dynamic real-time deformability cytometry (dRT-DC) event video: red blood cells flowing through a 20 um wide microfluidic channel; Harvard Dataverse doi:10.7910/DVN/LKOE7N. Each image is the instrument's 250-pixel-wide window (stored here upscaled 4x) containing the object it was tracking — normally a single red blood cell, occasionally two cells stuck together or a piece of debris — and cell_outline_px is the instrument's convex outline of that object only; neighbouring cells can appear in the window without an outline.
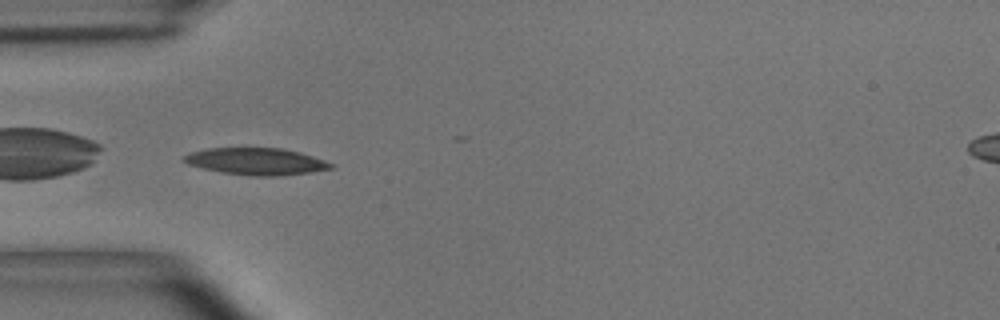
{"species": "common noctule bat (a hibernating species)", "species_latin": "Nyctalus noctula", "temperature_condition": "room temperature", "stored_images_in_passage": 7, "camera_frame_rate_fps": 3000, "um_per_image_px": 0.085, "animal": {"sex": "male", "body_mass_g": 15.6}, "frame": {"image": 1, "passage_image": 1, "time_ms": 0.0, "image_size_px": [1000, 320], "cell_outline_px": [[336, 168], [312, 172], [276, 176], [256, 176], [224, 172], [204, 168], [188, 164], [180, 160], [184, 156], [192, 152], [208, 148], [284, 148], [300, 152], [336, 164]], "centroid_in_image_um": [21.84, 13.71], "position_along_channel_um": 63.2, "area_um2": 23.0}}
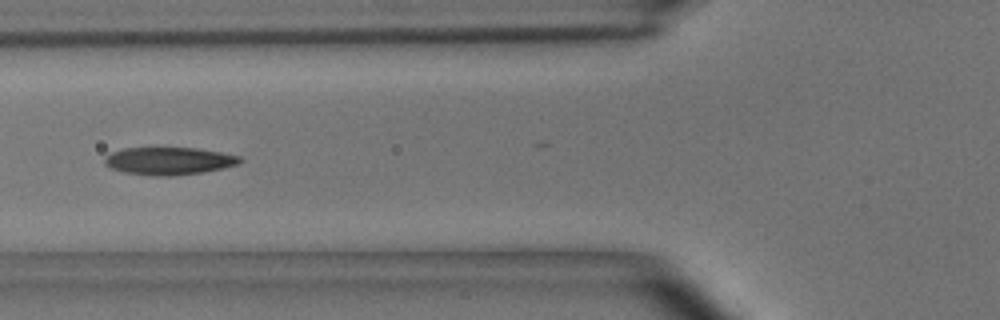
{"frame": {"image": 2, "passage_image": 2, "time_ms": 0.333, "image_size_px": [1000, 320], "cell_outline_px": [[244, 160], [236, 164], [224, 168], [200, 172], [172, 176], [152, 176], [124, 172], [112, 168], [104, 164], [104, 160], [112, 152], [124, 148], [196, 148], [220, 152], [240, 156]], "centroid_in_image_um": [14.37, 13.68], "position_along_channel_um": 111.4, "area_um2": 21.56}}